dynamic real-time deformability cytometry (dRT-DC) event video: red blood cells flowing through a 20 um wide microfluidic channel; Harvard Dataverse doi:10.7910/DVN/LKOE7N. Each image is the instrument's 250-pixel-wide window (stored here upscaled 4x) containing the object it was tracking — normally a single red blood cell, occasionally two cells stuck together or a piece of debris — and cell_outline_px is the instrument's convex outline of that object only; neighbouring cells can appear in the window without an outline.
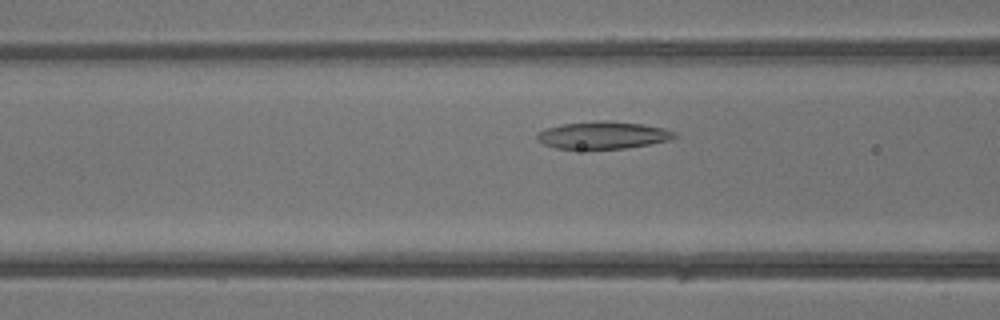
{"species": "common noctule bat (a hibernating species)", "species_latin": "Nyctalus noctula", "temperature_condition": "warm", "stored_images_in_passage": 7, "camera_frame_rate_fps": 3000, "um_per_image_px": 0.085, "animal": {"sex": "male", "body_mass_g": 13.3}, "frame": {"image": 1, "passage_image": 6, "time_ms": 6.667, "image_size_px": [1000, 320], "cell_outline_px": [[676, 136], [668, 140], [628, 148], [556, 148], [544, 144], [536, 140], [536, 132], [544, 128], [560, 124], [604, 120], [608, 120], [644, 124], [664, 128], [676, 132]], "centroid_in_image_um": [51.21, 11.47], "position_along_channel_um": 115.4, "area_um2": 21.91}}